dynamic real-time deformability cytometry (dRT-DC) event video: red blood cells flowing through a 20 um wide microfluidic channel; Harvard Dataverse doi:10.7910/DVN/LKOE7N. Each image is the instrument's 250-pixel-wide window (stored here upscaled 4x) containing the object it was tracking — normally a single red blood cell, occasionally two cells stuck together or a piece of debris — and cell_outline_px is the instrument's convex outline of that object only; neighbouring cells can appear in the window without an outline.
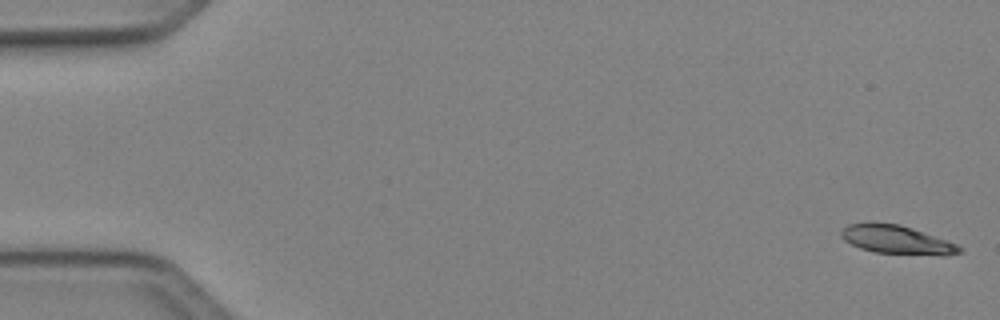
{"species": "Egyptian fruit bat (a non-hibernating species)", "species_latin": "Rousettus aegyptiacus", "temperature_condition": "cold", "stored_images_in_passage": 50, "camera_frame_rate_fps": 3000, "um_per_image_px": 0.085, "animal": {"sex": "female"}, "frame": {"image": 1, "passage_image": 1, "time_ms": 0.0, "image_size_px": [1000, 320], "cell_outline_px": [[964, 248], [960, 252], [944, 256], [940, 256], [876, 252], [860, 248], [844, 240], [840, 236], [840, 232], [848, 224], [872, 220], [900, 224], [912, 228], [956, 244]], "centroid_in_image_um": [76.18, 20.35], "position_along_channel_um": 8.8, "area_um2": 20.0}}
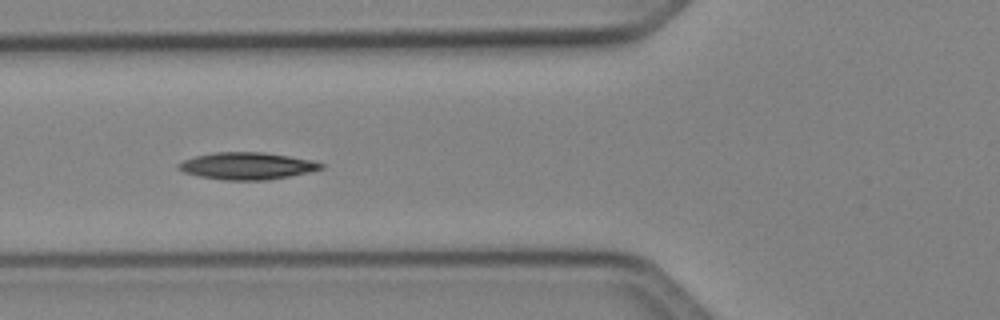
{"frame": {"image": 2, "passage_image": 19, "time_ms": 6.0, "image_size_px": [1000, 320], "cell_outline_px": [[324, 168], [308, 172], [268, 180], [224, 180], [200, 176], [184, 172], [176, 168], [176, 164], [184, 160], [196, 156], [212, 152], [264, 152], [312, 160], [324, 164]], "centroid_in_image_um": [20.98, 14.1], "position_along_channel_um": 104.8, "area_um2": 22.43}}
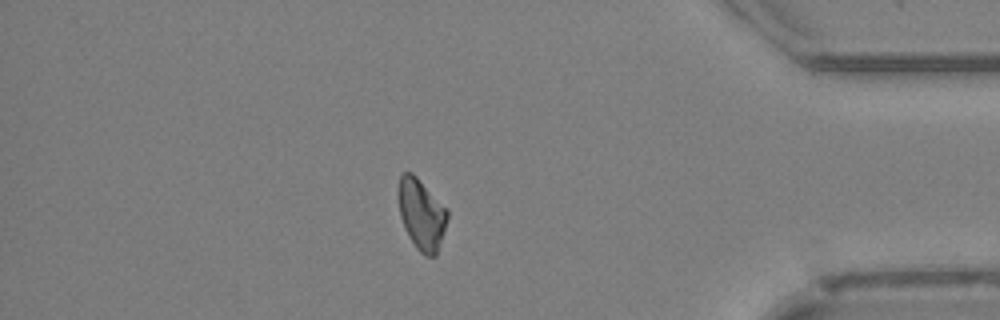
{"frame": {"image": 3, "passage_image": 43, "time_ms": 14.0, "image_size_px": [1000, 320], "cell_outline_px": [[448, 216], [444, 232], [436, 256], [424, 256], [416, 248], [404, 228], [400, 216], [396, 196], [396, 192], [400, 176], [404, 172], [412, 172], [448, 208]], "centroid_in_image_um": [35.81, 18.19], "position_along_channel_um": 399.4, "area_um2": 20.63}, "authors_computed_cell_mechanics": {"area_um2": 20.6346, "velocity_mm_per_s": 4.097, "shape_relaxation_time_tau1_ms": 7.9991, "shape_relaxation_time_tau2_ms": null, "deformation_change_tau1": 0.1912, "deformation_change_tau2": null}}